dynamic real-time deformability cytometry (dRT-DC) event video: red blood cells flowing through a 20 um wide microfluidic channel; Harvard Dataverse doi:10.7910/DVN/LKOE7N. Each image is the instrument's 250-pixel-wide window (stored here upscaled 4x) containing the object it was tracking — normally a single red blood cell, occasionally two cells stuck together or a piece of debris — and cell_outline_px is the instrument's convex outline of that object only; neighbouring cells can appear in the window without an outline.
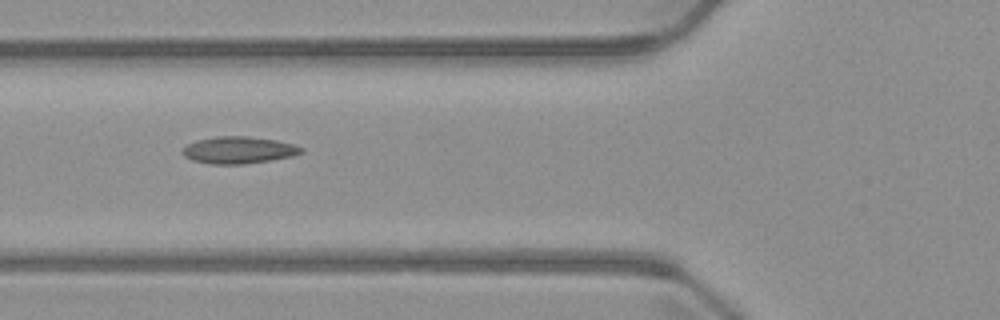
{"species": "common noctule bat (a hibernating species)", "species_latin": "Nyctalus noctula", "temperature_condition": "warm", "stored_images_in_passage": 6, "camera_frame_rate_fps": 3000, "um_per_image_px": 0.085, "animal": {"sex": "male", "body_mass_g": 23.1, "forearm_length_mm": 52.7}, "frame": {"image": 1, "passage_image": 6, "time_ms": 5.667, "image_size_px": [1000, 320], "cell_outline_px": [[304, 152], [292, 156], [244, 164], [212, 164], [192, 160], [184, 156], [180, 152], [180, 148], [196, 140], [216, 136], [248, 136], [276, 140], [292, 144], [304, 148]], "centroid_in_image_um": [20.24, 12.75], "position_along_channel_um": 105.6, "area_um2": 18.73}}